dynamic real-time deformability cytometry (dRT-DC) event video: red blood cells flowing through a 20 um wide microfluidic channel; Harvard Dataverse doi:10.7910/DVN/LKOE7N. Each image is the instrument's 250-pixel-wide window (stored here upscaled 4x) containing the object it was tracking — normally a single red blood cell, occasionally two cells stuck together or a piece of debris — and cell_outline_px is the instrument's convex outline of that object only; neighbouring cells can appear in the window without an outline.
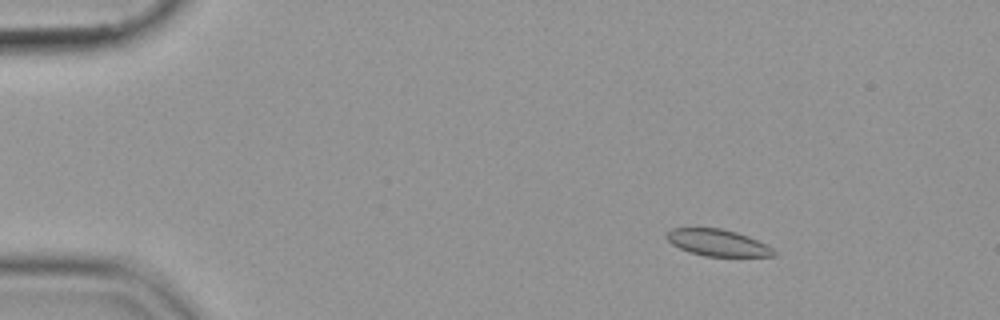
{"species": "common noctule bat (a hibernating species)", "species_latin": "Nyctalus noctula", "temperature_condition": "cold", "stored_images_in_passage": 56, "camera_frame_rate_fps": 3000, "um_per_image_px": 0.085, "animal": {"sex": "female", "body_mass_g": 19.9}, "frame": {"image": 1, "passage_image": 9, "time_ms": 2.667, "image_size_px": [1000, 320], "cell_outline_px": [[776, 256], [704, 256], [688, 252], [672, 244], [664, 236], [672, 228], [720, 228], [736, 232], [748, 236], [772, 248], [776, 252]], "centroid_in_image_um": [60.97, 20.63], "position_along_channel_um": 24.0, "area_um2": 16.53}}
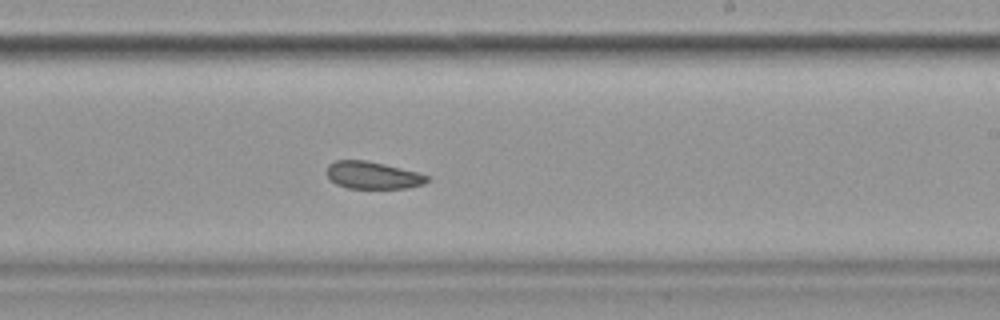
{"frame": {"image": 2, "passage_image": 35, "time_ms": 11.333, "image_size_px": [1000, 320], "cell_outline_px": [[428, 180], [424, 184], [408, 188], [348, 188], [336, 184], [324, 172], [328, 164], [336, 160], [364, 160], [384, 164], [416, 172], [428, 176]], "centroid_in_image_um": [31.64, 14.89], "position_along_channel_um": 257.4, "area_um2": 15.9}}
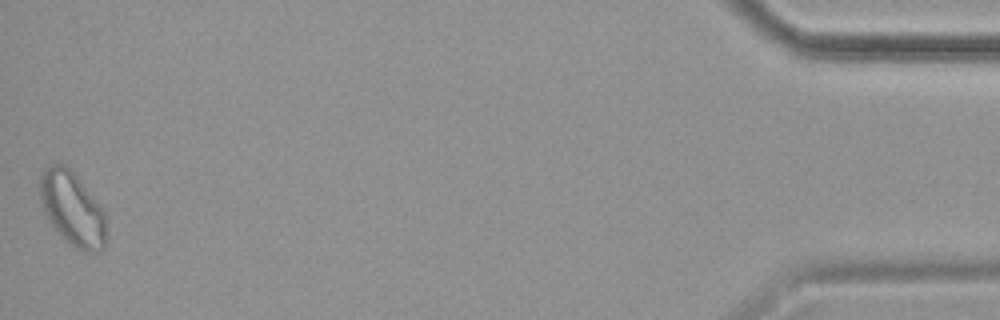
{"frame": {"image": 3, "passage_image": 56, "time_ms": 18.333, "image_size_px": [1000, 320], "cell_outline_px": [[108, 236], [104, 248], [100, 252], [88, 252], [76, 248], [64, 240], [52, 228], [44, 212], [40, 200], [40, 176], [44, 168], [48, 164], [64, 164], [76, 176], [100, 204], [104, 212]], "centroid_in_image_um": [6.16, 17.79], "position_along_channel_um": 429.0, "area_um2": 28.96}}